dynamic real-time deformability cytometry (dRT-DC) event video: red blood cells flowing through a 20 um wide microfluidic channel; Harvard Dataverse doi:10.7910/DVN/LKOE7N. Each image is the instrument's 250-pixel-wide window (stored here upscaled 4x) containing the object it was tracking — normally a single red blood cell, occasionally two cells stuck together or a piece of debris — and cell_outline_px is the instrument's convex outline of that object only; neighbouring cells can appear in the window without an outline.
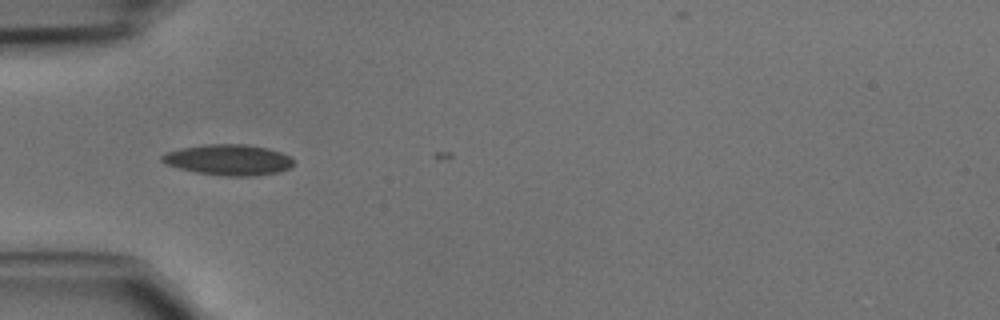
{"species": "common noctule bat (a hibernating species)", "species_latin": "Nyctalus noctula", "temperature_condition": "cold", "stored_images_in_passage": 3, "camera_frame_rate_fps": 3000, "um_per_image_px": 0.085, "animal": {"sex": "male", "body_mass_g": 15.6}, "frame": {"image": 1, "passage_image": 1, "time_ms": 0.0, "image_size_px": [1000, 320], "cell_outline_px": [[292, 164], [288, 168], [280, 172], [256, 176], [228, 176], [196, 172], [180, 168], [168, 164], [160, 160], [160, 156], [168, 152], [180, 148], [204, 144], [248, 144], [268, 148], [280, 152], [288, 156], [292, 160]], "centroid_in_image_um": [19.42, 13.58], "position_along_channel_um": 65.6, "area_um2": 23.47}}